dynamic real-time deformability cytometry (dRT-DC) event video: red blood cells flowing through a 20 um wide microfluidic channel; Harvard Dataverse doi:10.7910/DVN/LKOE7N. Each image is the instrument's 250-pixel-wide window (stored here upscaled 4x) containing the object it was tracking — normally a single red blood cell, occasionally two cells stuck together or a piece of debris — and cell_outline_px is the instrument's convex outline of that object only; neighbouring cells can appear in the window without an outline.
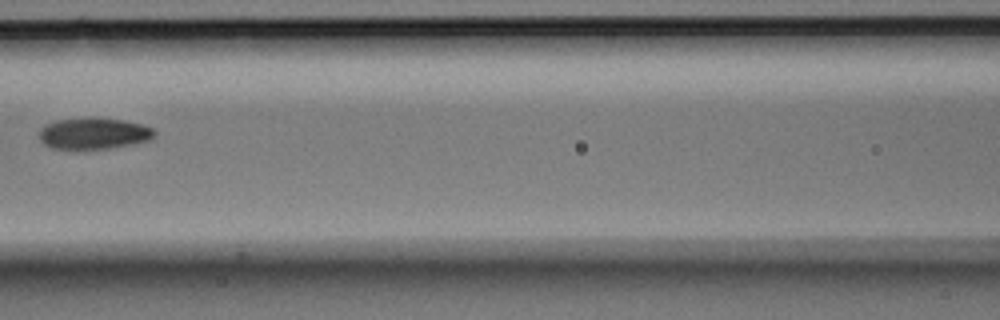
{"species": "Egyptian fruit bat (a non-hibernating species)", "species_latin": "Rousettus aegyptiacus", "temperature_condition": "room temperature", "stored_images_in_passage": 8, "camera_frame_rate_fps": 3000, "um_per_image_px": 0.085, "animal": {"sex": "male"}, "frame": {"image": 1, "passage_image": 8, "time_ms": 2.333, "image_size_px": [1000, 320], "cell_outline_px": [[156, 132], [148, 140], [108, 148], [52, 148], [44, 144], [40, 140], [40, 128], [44, 124], [56, 120], [84, 116], [92, 116], [124, 120], [140, 124], [152, 128]], "centroid_in_image_um": [7.9, 11.29], "position_along_channel_um": 158.7, "area_um2": 21.04}}